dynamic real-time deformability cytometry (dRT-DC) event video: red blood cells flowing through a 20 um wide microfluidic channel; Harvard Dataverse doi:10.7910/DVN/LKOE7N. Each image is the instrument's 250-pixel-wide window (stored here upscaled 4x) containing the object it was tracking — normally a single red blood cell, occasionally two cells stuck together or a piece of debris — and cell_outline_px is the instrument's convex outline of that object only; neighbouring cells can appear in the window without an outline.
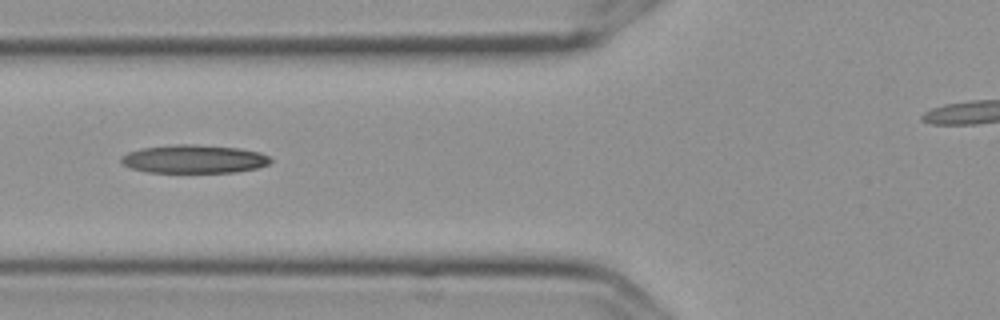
{"species": "Egyptian fruit bat (a non-hibernating species)", "species_latin": "Rousettus aegyptiacus", "temperature_condition": "cold", "stored_images_in_passage": 10, "camera_frame_rate_fps": 3000, "um_per_image_px": 0.085, "frame": {"image": 1, "passage_image": 2, "time_ms": 0.333, "image_size_px": [1000, 320], "cell_outline_px": [[272, 160], [268, 164], [256, 168], [236, 172], [148, 172], [132, 168], [124, 164], [120, 160], [120, 156], [128, 152], [144, 148], [176, 144], [192, 144], [240, 148], [260, 152], [268, 156]], "centroid_in_image_um": [16.5, 13.51], "position_along_channel_um": 109.3, "area_um2": 24.51}}
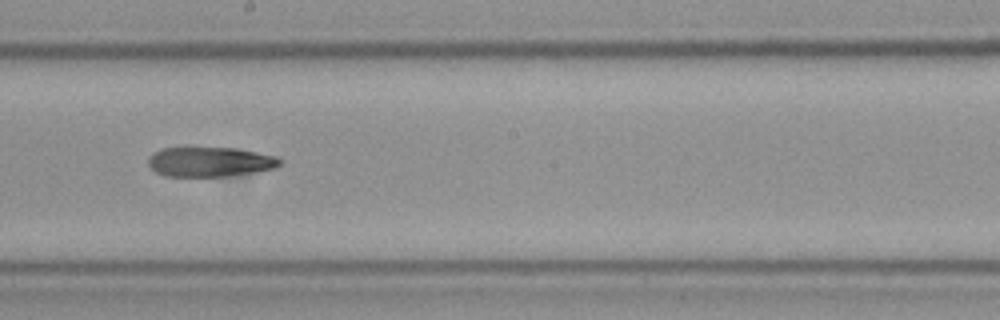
{"frame": {"image": 2, "passage_image": 5, "time_ms": 1.333, "image_size_px": [1000, 320], "cell_outline_px": [[284, 160], [276, 168], [228, 176], [164, 176], [156, 172], [148, 164], [148, 156], [160, 148], [188, 144], [232, 148], [256, 152], [276, 156]], "centroid_in_image_um": [17.78, 13.7], "position_along_channel_um": 230.4, "area_um2": 23.76}}
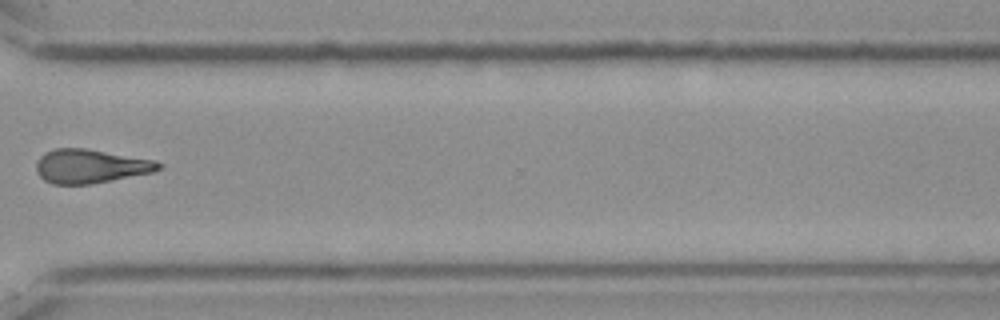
{"frame": {"image": 3, "passage_image": 8, "time_ms": 2.333, "image_size_px": [1000, 320], "cell_outline_px": [[160, 168], [152, 172], [92, 184], [52, 184], [44, 180], [40, 176], [36, 168], [36, 160], [44, 152], [56, 148], [88, 148], [156, 160], [160, 164]], "centroid_in_image_um": [7.66, 14.11], "position_along_channel_um": 362.9, "area_um2": 24.22}}